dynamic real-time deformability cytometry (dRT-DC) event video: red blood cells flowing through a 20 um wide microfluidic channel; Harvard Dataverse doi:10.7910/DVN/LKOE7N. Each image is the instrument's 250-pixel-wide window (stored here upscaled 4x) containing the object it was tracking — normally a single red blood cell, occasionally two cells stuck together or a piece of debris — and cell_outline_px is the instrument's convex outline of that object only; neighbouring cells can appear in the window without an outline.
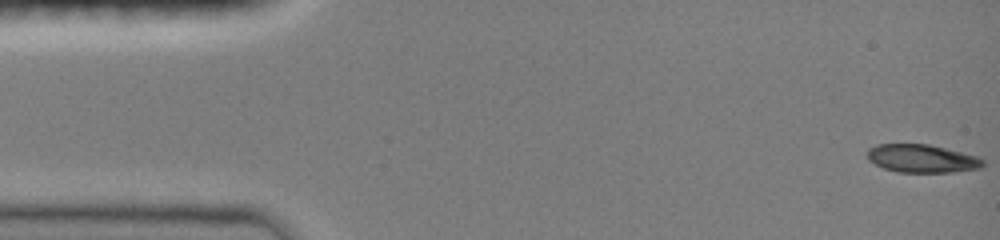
{"species": "common noctule bat (a hibernating species)", "species_latin": "Nyctalus noctula", "temperature_condition": "room temperature", "stored_images_in_passage": 70, "camera_frame_rate_fps": 3000, "um_per_image_px": 0.085, "animal": {"sex": "female", "body_mass_g": 19.0, "forearm_length_mm": 51.5}, "frame": {"image": 1, "passage_image": 1, "time_ms": 0.0, "image_size_px": [1000, 240], "cell_outline_px": [[984, 164], [980, 168], [952, 172], [896, 172], [884, 168], [868, 160], [868, 148], [876, 144], [928, 144], [976, 156], [984, 160]], "centroid_in_image_um": [78.34, 13.47], "position_along_channel_um": 6.7, "area_um2": 18.79}}
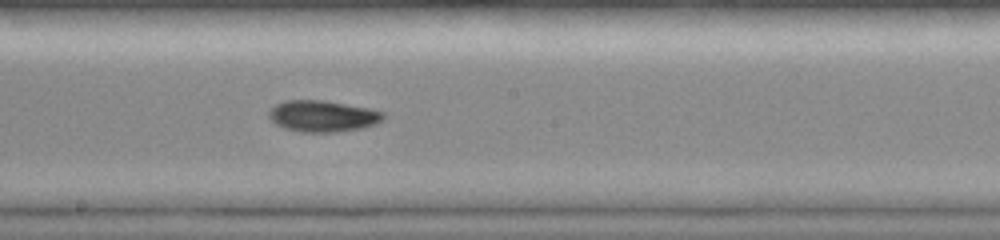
{"frame": {"image": 2, "passage_image": 31, "time_ms": 8.333, "image_size_px": [1000, 240], "cell_outline_px": [[384, 116], [376, 124], [360, 128], [336, 132], [300, 132], [284, 128], [276, 124], [268, 116], [268, 112], [276, 104], [284, 100], [324, 100], [368, 108], [384, 112]], "centroid_in_image_um": [27.4, 9.87], "position_along_channel_um": 220.8, "area_um2": 20.81}}
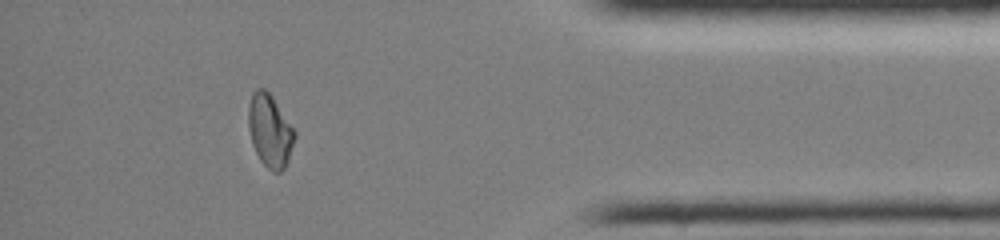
{"frame": {"image": 3, "passage_image": 55, "time_ms": 13.667, "image_size_px": [1000, 240], "cell_outline_px": [[296, 136], [288, 160], [284, 168], [280, 172], [272, 172], [260, 160], [252, 144], [248, 128], [248, 108], [252, 92], [256, 88], [264, 88], [272, 96], [296, 132]], "centroid_in_image_um": [22.93, 11.11], "position_along_channel_um": 412.3, "area_um2": 19.59}, "authors_computed_cell_mechanics": {"area_um2": 19.8254, "velocity_mm_per_s": 4.051, "shape_relaxation_time_tau1_ms": 5.3042, "shape_relaxation_time_tau2_ms": 2.973, "deformation_change_tau1": 0.1904, "deformation_change_tau2": 0.0567}}